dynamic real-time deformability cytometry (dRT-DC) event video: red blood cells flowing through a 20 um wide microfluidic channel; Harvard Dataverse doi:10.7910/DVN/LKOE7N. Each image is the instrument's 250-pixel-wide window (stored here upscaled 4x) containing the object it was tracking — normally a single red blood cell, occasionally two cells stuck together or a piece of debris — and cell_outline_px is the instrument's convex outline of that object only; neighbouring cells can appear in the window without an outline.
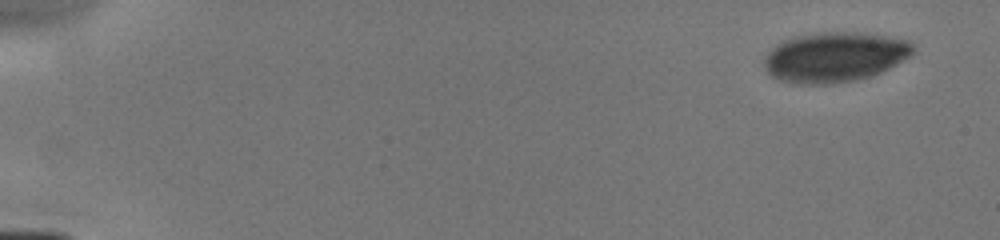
{"species": "human", "species_latin": "Homo sapiens", "temperature_condition": "cold", "stored_images_in_passage": 7, "camera_frame_rate_fps": 3000, "um_per_image_px": 0.085, "donor": {"sex": "male"}, "frame": {"image": 1, "passage_image": 1, "time_ms": 0.0, "image_size_px": [1000, 240], "cell_outline_px": [[916, 48], [912, 56], [872, 76], [856, 80], [832, 84], [796, 84], [780, 80], [772, 76], [764, 68], [764, 56], [772, 48], [784, 40], [796, 36], [816, 32], [860, 32], [908, 40]], "centroid_in_image_um": [70.95, 4.85], "position_along_channel_um": 14.0, "area_um2": 43.58}}
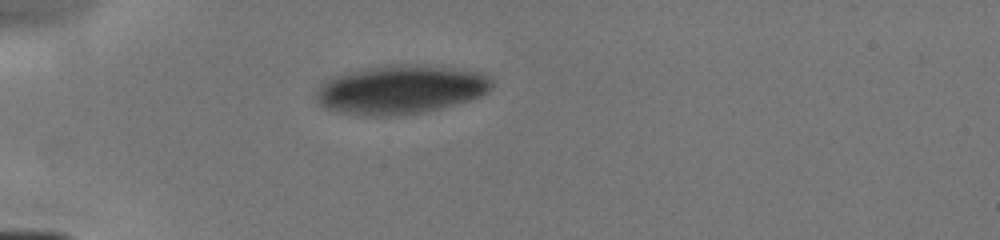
{"frame": {"image": 2, "passage_image": 5, "time_ms": 4.0, "image_size_px": [1000, 240], "cell_outline_px": [[492, 88], [488, 92], [480, 96], [468, 100], [440, 108], [420, 112], [388, 116], [372, 116], [340, 112], [324, 108], [316, 100], [316, 88], [328, 76], [344, 72], [392, 64], [416, 64], [464, 68], [484, 72], [492, 76]], "centroid_in_image_um": [34.06, 7.58], "position_along_channel_um": 50.9, "area_um2": 50.69}}